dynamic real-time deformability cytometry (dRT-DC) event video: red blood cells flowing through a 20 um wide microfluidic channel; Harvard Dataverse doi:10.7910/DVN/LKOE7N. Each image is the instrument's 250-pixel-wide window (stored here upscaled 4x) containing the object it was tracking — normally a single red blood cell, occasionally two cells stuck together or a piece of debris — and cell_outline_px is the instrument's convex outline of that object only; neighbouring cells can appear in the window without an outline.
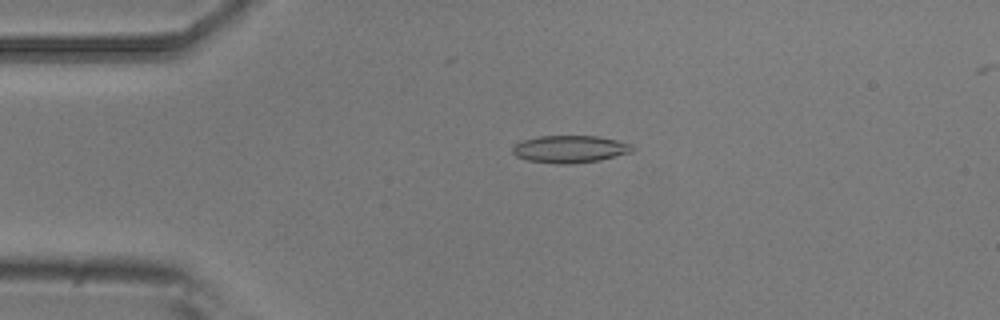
{"species": "common noctule bat (a hibernating species)", "species_latin": "Nyctalus noctula", "temperature_condition": "room temperature", "stored_images_in_passage": 3, "camera_frame_rate_fps": 3000, "um_per_image_px": 0.085, "animal": {"sex": "male", "body_mass_g": 20.5, "forearm_length_mm": 52.5}, "frame": {"image": 1, "passage_image": 2, "time_ms": 0.333, "image_size_px": [1000, 320], "cell_outline_px": [[636, 148], [632, 152], [600, 160], [572, 164], [560, 164], [528, 160], [516, 156], [512, 152], [512, 148], [516, 144], [524, 140], [540, 136], [596, 136], [616, 140], [632, 144]], "centroid_in_image_um": [48.48, 12.67], "position_along_channel_um": 36.5, "area_um2": 19.02}}